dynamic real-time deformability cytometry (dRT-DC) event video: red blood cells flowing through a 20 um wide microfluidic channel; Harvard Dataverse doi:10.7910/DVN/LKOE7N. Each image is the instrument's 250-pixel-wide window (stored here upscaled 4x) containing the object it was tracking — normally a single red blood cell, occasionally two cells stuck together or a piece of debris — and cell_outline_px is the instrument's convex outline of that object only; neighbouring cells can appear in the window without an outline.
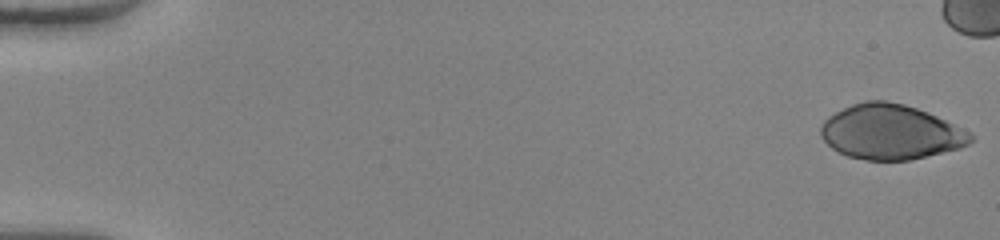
{"species": "human", "species_latin": "Homo sapiens", "temperature_condition": "warm", "stored_images_in_passage": 46, "camera_frame_rate_fps": 3000, "um_per_image_px": 0.085, "donor": {"sex": "female"}, "frame": {"image": 1, "passage_image": 1, "time_ms": 0.0, "image_size_px": [1000, 240], "cell_outline_px": [[972, 140], [968, 144], [960, 148], [908, 160], [868, 160], [848, 156], [832, 148], [820, 136], [820, 128], [824, 120], [828, 116], [852, 104], [864, 100], [884, 100], [904, 104], [928, 112], [972, 132]], "centroid_in_image_um": [75.7, 11.21], "position_along_channel_um": 9.3, "area_um2": 47.74}}
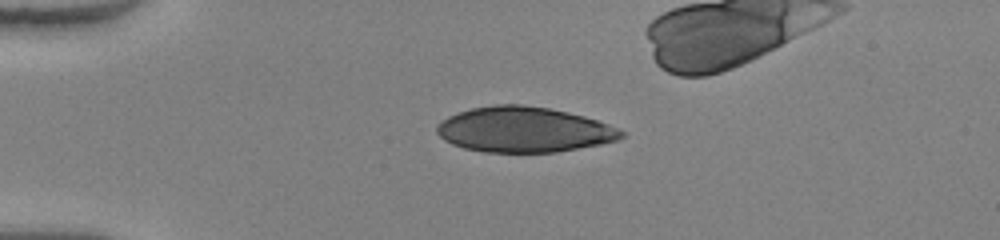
{"frame": {"image": 2, "passage_image": 13, "time_ms": 4.0, "image_size_px": [1000, 240], "cell_outline_px": [[624, 136], [616, 140], [600, 144], [556, 152], [484, 152], [464, 148], [452, 144], [444, 140], [436, 132], [436, 124], [448, 116], [472, 108], [496, 104], [524, 104], [548, 108], [568, 112], [584, 116], [608, 124], [624, 132]], "centroid_in_image_um": [44.5, 11.01], "position_along_channel_um": 40.5, "area_um2": 48.61}}